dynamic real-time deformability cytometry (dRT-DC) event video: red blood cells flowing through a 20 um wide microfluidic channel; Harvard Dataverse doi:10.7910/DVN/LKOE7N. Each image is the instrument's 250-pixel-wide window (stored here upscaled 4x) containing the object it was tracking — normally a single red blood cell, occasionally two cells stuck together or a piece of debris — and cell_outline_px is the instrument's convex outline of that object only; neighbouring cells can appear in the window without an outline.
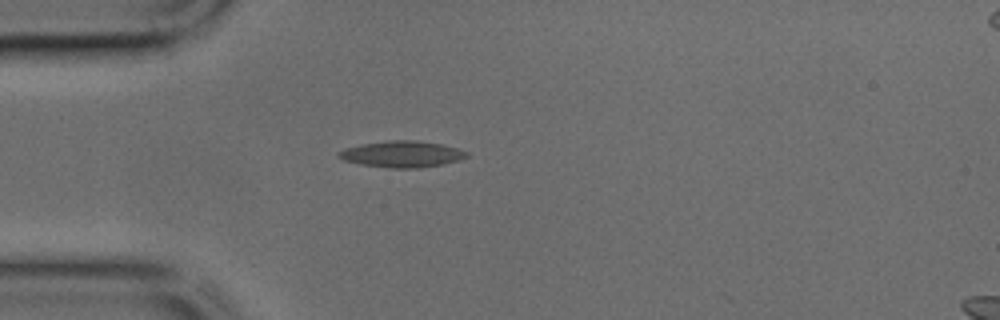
{"species": "common noctule bat (a hibernating species)", "species_latin": "Nyctalus noctula", "temperature_condition": "cold", "stored_images_in_passage": 25, "camera_frame_rate_fps": 3000, "um_per_image_px": 0.085, "animal": {"sex": "male", "body_mass_g": 17.9, "forearm_length_mm": 54.2}, "frame": {"image": 1, "passage_image": 1, "time_ms": 0.0, "image_size_px": [1000, 320], "cell_outline_px": [[468, 156], [460, 160], [444, 164], [420, 168], [388, 168], [360, 164], [344, 160], [336, 156], [336, 152], [344, 148], [360, 144], [388, 140], [416, 140], [440, 144], [456, 148], [468, 152]], "centroid_in_image_um": [34.13, 13.1], "position_along_channel_um": 50.9, "area_um2": 19.83}}
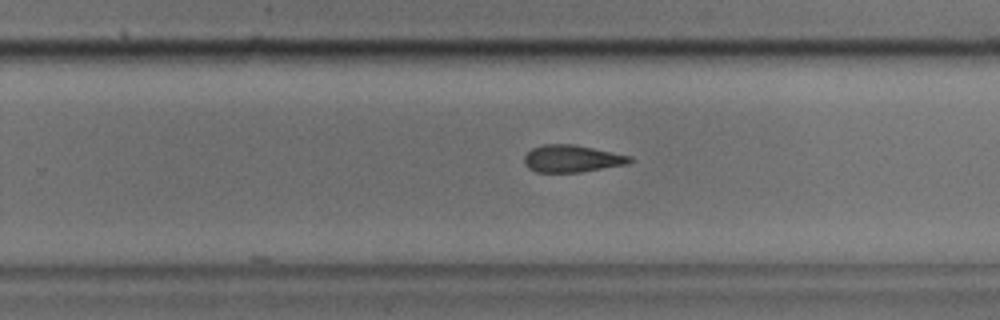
{"frame": {"image": 2, "passage_image": 17, "time_ms": 5.333, "image_size_px": [1000, 320], "cell_outline_px": [[636, 160], [628, 164], [580, 172], [536, 172], [528, 168], [524, 164], [524, 156], [532, 148], [544, 144], [576, 144], [632, 156]], "centroid_in_image_um": [48.65, 13.48], "position_along_channel_um": 281.2, "area_um2": 16.94}}
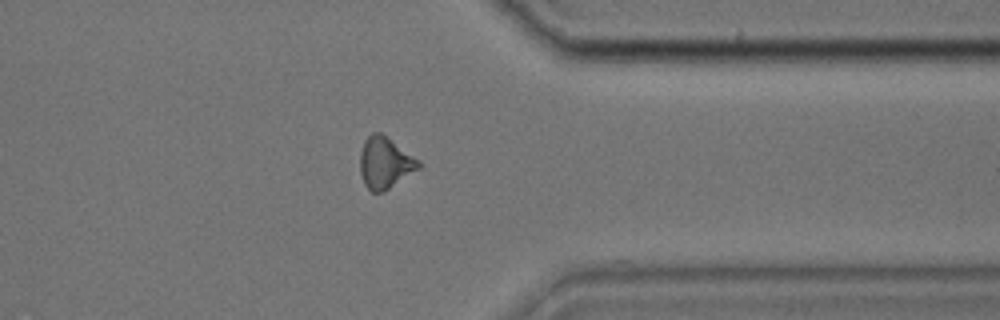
{"frame": {"image": 3, "passage_image": 24, "time_ms": 7.667, "image_size_px": [1000, 320], "cell_outline_px": [[424, 164], [420, 168], [384, 192], [372, 192], [364, 184], [360, 172], [360, 152], [364, 140], [372, 132], [380, 132], [420, 160]], "centroid_in_image_um": [32.74, 13.84], "position_along_channel_um": 378.7, "area_um2": 17.69}}